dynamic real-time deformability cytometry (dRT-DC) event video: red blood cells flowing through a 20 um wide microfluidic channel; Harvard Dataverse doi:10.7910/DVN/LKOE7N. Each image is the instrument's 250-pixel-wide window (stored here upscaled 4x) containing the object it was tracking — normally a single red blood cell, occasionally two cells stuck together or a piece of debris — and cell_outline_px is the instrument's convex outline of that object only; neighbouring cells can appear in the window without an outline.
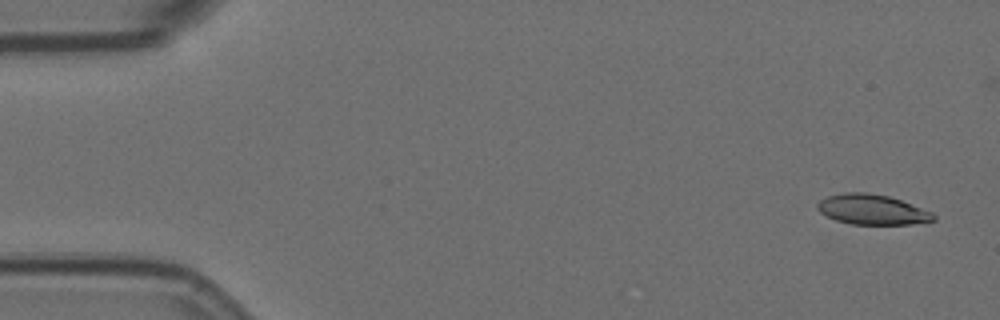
{"species": "Egyptian fruit bat (a non-hibernating species)", "species_latin": "Rousettus aegyptiacus", "temperature_condition": "room temperature", "stored_images_in_passage": 5, "camera_frame_rate_fps": 3000, "um_per_image_px": 0.085, "animal": {"sex": "female"}, "frame": {"image": 1, "passage_image": 1, "time_ms": 0.0, "image_size_px": [1000, 320], "cell_outline_px": [[936, 220], [912, 224], [852, 224], [836, 220], [820, 212], [816, 208], [816, 204], [820, 200], [828, 196], [844, 192], [868, 192], [888, 196], [900, 200], [932, 212], [936, 216]], "centroid_in_image_um": [74.12, 17.81], "position_along_channel_um": 10.9, "area_um2": 20.29}}
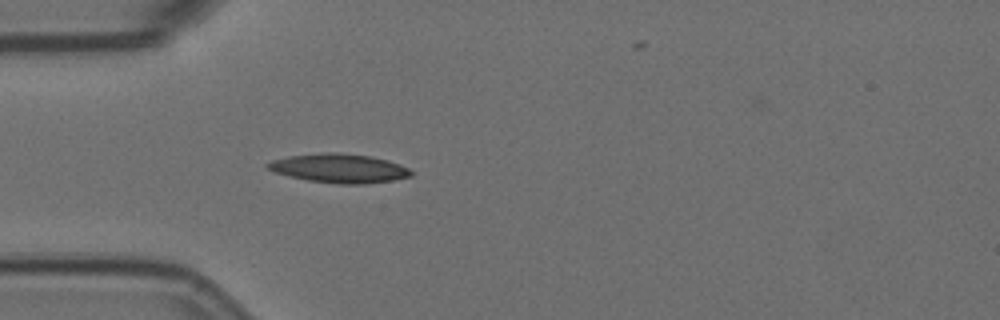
{"frame": {"image": 2, "passage_image": 5, "time_ms": 1.333, "image_size_px": [1000, 320], "cell_outline_px": [[412, 176], [392, 180], [364, 184], [340, 184], [308, 180], [288, 176], [276, 172], [268, 168], [264, 164], [272, 160], [288, 156], [324, 152], [336, 152], [368, 156], [388, 160], [400, 164], [408, 168], [412, 172]], "centroid_in_image_um": [28.82, 14.3], "position_along_channel_um": 56.2, "area_um2": 24.1}}